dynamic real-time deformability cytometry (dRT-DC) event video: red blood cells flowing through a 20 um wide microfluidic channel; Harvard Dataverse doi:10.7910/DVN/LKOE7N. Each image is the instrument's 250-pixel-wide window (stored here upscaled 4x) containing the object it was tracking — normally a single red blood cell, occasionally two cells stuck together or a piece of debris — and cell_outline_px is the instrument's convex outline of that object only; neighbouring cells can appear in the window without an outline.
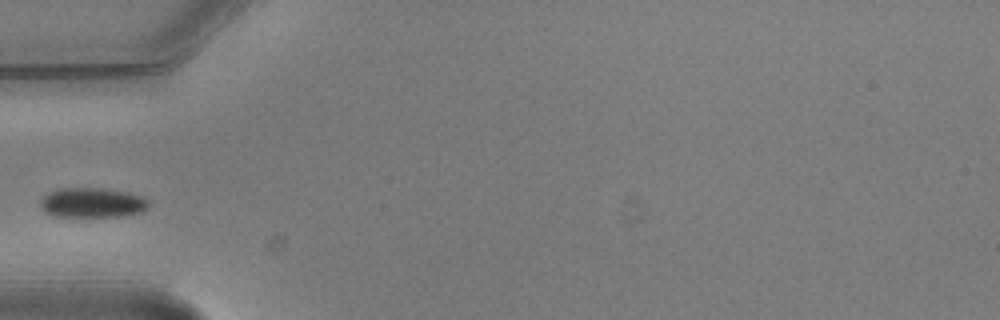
{"species": "common noctule bat (a hibernating species)", "species_latin": "Nyctalus noctula", "temperature_condition": "warm", "stored_images_in_passage": 2, "camera_frame_rate_fps": 3000, "um_per_image_px": 0.085, "animal": {"sex": "male", "body_mass_g": 20.5, "forearm_length_mm": 52.5}, "frame": {"image": 1, "passage_image": 1, "time_ms": 0.0, "image_size_px": [1000, 320], "cell_outline_px": [[148, 208], [144, 212], [120, 216], [56, 216], [44, 212], [40, 208], [40, 200], [48, 192], [60, 188], [104, 188], [128, 192], [140, 196], [148, 200]], "centroid_in_image_um": [7.83, 17.22], "position_along_channel_um": 77.2, "area_um2": 18.9}}
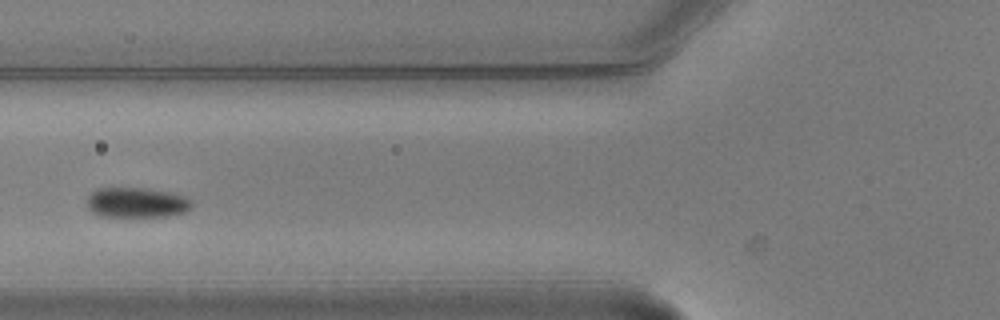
{"frame": {"image": 2, "passage_image": 2, "time_ms": 0.333, "image_size_px": [1000, 320], "cell_outline_px": [[192, 204], [184, 212], [164, 216], [112, 220], [100, 216], [92, 212], [88, 208], [88, 196], [96, 188], [148, 188], [168, 192], [184, 196], [192, 200]], "centroid_in_image_um": [11.54, 17.27], "position_along_channel_um": 114.3, "area_um2": 19.13}}